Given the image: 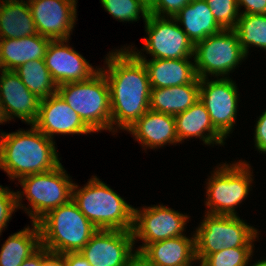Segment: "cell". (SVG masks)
Masks as SVG:
<instances>
[{"mask_svg": "<svg viewBox=\"0 0 266 266\" xmlns=\"http://www.w3.org/2000/svg\"><path fill=\"white\" fill-rule=\"evenodd\" d=\"M126 50V51H125ZM109 52L107 70H100L107 78L111 100V130L130 128L150 106L151 86L143 62L129 49Z\"/></svg>", "mask_w": 266, "mask_h": 266, "instance_id": "obj_1", "label": "cell"}, {"mask_svg": "<svg viewBox=\"0 0 266 266\" xmlns=\"http://www.w3.org/2000/svg\"><path fill=\"white\" fill-rule=\"evenodd\" d=\"M30 130L2 133L0 136V169L10 179L51 171L61 163L55 142L33 124Z\"/></svg>", "mask_w": 266, "mask_h": 266, "instance_id": "obj_2", "label": "cell"}, {"mask_svg": "<svg viewBox=\"0 0 266 266\" xmlns=\"http://www.w3.org/2000/svg\"><path fill=\"white\" fill-rule=\"evenodd\" d=\"M72 201L97 229L133 228L134 208L96 176L83 188L73 183Z\"/></svg>", "mask_w": 266, "mask_h": 266, "instance_id": "obj_3", "label": "cell"}, {"mask_svg": "<svg viewBox=\"0 0 266 266\" xmlns=\"http://www.w3.org/2000/svg\"><path fill=\"white\" fill-rule=\"evenodd\" d=\"M37 224L41 246L57 255L80 252L98 230L72 199L49 211Z\"/></svg>", "mask_w": 266, "mask_h": 266, "instance_id": "obj_4", "label": "cell"}, {"mask_svg": "<svg viewBox=\"0 0 266 266\" xmlns=\"http://www.w3.org/2000/svg\"><path fill=\"white\" fill-rule=\"evenodd\" d=\"M57 93L93 132H111L110 88L101 70L88 80L59 85Z\"/></svg>", "mask_w": 266, "mask_h": 266, "instance_id": "obj_5", "label": "cell"}, {"mask_svg": "<svg viewBox=\"0 0 266 266\" xmlns=\"http://www.w3.org/2000/svg\"><path fill=\"white\" fill-rule=\"evenodd\" d=\"M65 172L60 164L51 171L28 175L19 180L23 192H16L17 207H24L20 201L25 194L32 207L31 210L25 209L33 223H37L49 211L67 204L72 199L73 183Z\"/></svg>", "mask_w": 266, "mask_h": 266, "instance_id": "obj_6", "label": "cell"}, {"mask_svg": "<svg viewBox=\"0 0 266 266\" xmlns=\"http://www.w3.org/2000/svg\"><path fill=\"white\" fill-rule=\"evenodd\" d=\"M257 230L239 216L207 214L196 229L195 253L202 262L208 255L223 248L254 247Z\"/></svg>", "mask_w": 266, "mask_h": 266, "instance_id": "obj_7", "label": "cell"}, {"mask_svg": "<svg viewBox=\"0 0 266 266\" xmlns=\"http://www.w3.org/2000/svg\"><path fill=\"white\" fill-rule=\"evenodd\" d=\"M250 171L249 164L242 161L218 167L207 182V214L235 216V206L249 193L253 180Z\"/></svg>", "mask_w": 266, "mask_h": 266, "instance_id": "obj_8", "label": "cell"}, {"mask_svg": "<svg viewBox=\"0 0 266 266\" xmlns=\"http://www.w3.org/2000/svg\"><path fill=\"white\" fill-rule=\"evenodd\" d=\"M246 57L235 31L223 29L195 44L193 61L199 79L210 74L218 78L229 74Z\"/></svg>", "mask_w": 266, "mask_h": 266, "instance_id": "obj_9", "label": "cell"}, {"mask_svg": "<svg viewBox=\"0 0 266 266\" xmlns=\"http://www.w3.org/2000/svg\"><path fill=\"white\" fill-rule=\"evenodd\" d=\"M147 37L143 38L144 49L152 59L192 58L195 45L178 25L174 17L148 15L145 21Z\"/></svg>", "mask_w": 266, "mask_h": 266, "instance_id": "obj_10", "label": "cell"}, {"mask_svg": "<svg viewBox=\"0 0 266 266\" xmlns=\"http://www.w3.org/2000/svg\"><path fill=\"white\" fill-rule=\"evenodd\" d=\"M189 217L163 205H154L142 210L134 208L132 234L134 243L138 237L144 243L136 251L140 252L147 244L182 236Z\"/></svg>", "mask_w": 266, "mask_h": 266, "instance_id": "obj_11", "label": "cell"}, {"mask_svg": "<svg viewBox=\"0 0 266 266\" xmlns=\"http://www.w3.org/2000/svg\"><path fill=\"white\" fill-rule=\"evenodd\" d=\"M207 79H200L199 100L207 109L214 127L226 138L237 117L238 88L227 77Z\"/></svg>", "mask_w": 266, "mask_h": 266, "instance_id": "obj_12", "label": "cell"}, {"mask_svg": "<svg viewBox=\"0 0 266 266\" xmlns=\"http://www.w3.org/2000/svg\"><path fill=\"white\" fill-rule=\"evenodd\" d=\"M134 244L132 230L98 229L80 253L91 266H126Z\"/></svg>", "mask_w": 266, "mask_h": 266, "instance_id": "obj_13", "label": "cell"}, {"mask_svg": "<svg viewBox=\"0 0 266 266\" xmlns=\"http://www.w3.org/2000/svg\"><path fill=\"white\" fill-rule=\"evenodd\" d=\"M76 1L31 0L28 2L37 33L52 40H68L77 20Z\"/></svg>", "mask_w": 266, "mask_h": 266, "instance_id": "obj_14", "label": "cell"}, {"mask_svg": "<svg viewBox=\"0 0 266 266\" xmlns=\"http://www.w3.org/2000/svg\"><path fill=\"white\" fill-rule=\"evenodd\" d=\"M64 42L68 40H51L44 57L45 65L58 86L88 80L100 70L94 69L82 55Z\"/></svg>", "mask_w": 266, "mask_h": 266, "instance_id": "obj_15", "label": "cell"}, {"mask_svg": "<svg viewBox=\"0 0 266 266\" xmlns=\"http://www.w3.org/2000/svg\"><path fill=\"white\" fill-rule=\"evenodd\" d=\"M33 125L52 140L54 134L93 133L58 93L40 101L38 117Z\"/></svg>", "mask_w": 266, "mask_h": 266, "instance_id": "obj_16", "label": "cell"}, {"mask_svg": "<svg viewBox=\"0 0 266 266\" xmlns=\"http://www.w3.org/2000/svg\"><path fill=\"white\" fill-rule=\"evenodd\" d=\"M0 72V100L7 120L18 117L32 125L38 117L41 99L27 89L14 70Z\"/></svg>", "mask_w": 266, "mask_h": 266, "instance_id": "obj_17", "label": "cell"}, {"mask_svg": "<svg viewBox=\"0 0 266 266\" xmlns=\"http://www.w3.org/2000/svg\"><path fill=\"white\" fill-rule=\"evenodd\" d=\"M145 65L151 89L174 87L190 83H200L195 64L190 58L151 59L147 61L140 52L130 50Z\"/></svg>", "mask_w": 266, "mask_h": 266, "instance_id": "obj_18", "label": "cell"}, {"mask_svg": "<svg viewBox=\"0 0 266 266\" xmlns=\"http://www.w3.org/2000/svg\"><path fill=\"white\" fill-rule=\"evenodd\" d=\"M127 131L131 132L143 147L154 149L167 143H179L174 116L150 109Z\"/></svg>", "mask_w": 266, "mask_h": 266, "instance_id": "obj_19", "label": "cell"}, {"mask_svg": "<svg viewBox=\"0 0 266 266\" xmlns=\"http://www.w3.org/2000/svg\"><path fill=\"white\" fill-rule=\"evenodd\" d=\"M174 118L179 142L191 137H200L207 145H224L225 137L214 127L207 109L200 100Z\"/></svg>", "mask_w": 266, "mask_h": 266, "instance_id": "obj_20", "label": "cell"}, {"mask_svg": "<svg viewBox=\"0 0 266 266\" xmlns=\"http://www.w3.org/2000/svg\"><path fill=\"white\" fill-rule=\"evenodd\" d=\"M141 254L154 266H180L197 261L195 236L185 235L147 244Z\"/></svg>", "mask_w": 266, "mask_h": 266, "instance_id": "obj_21", "label": "cell"}, {"mask_svg": "<svg viewBox=\"0 0 266 266\" xmlns=\"http://www.w3.org/2000/svg\"><path fill=\"white\" fill-rule=\"evenodd\" d=\"M52 39L39 34L18 39H0V68L15 70L32 60H44Z\"/></svg>", "mask_w": 266, "mask_h": 266, "instance_id": "obj_22", "label": "cell"}, {"mask_svg": "<svg viewBox=\"0 0 266 266\" xmlns=\"http://www.w3.org/2000/svg\"><path fill=\"white\" fill-rule=\"evenodd\" d=\"M182 30L195 45L210 35L217 34L223 29L214 19V16L205 0H192L174 17Z\"/></svg>", "mask_w": 266, "mask_h": 266, "instance_id": "obj_23", "label": "cell"}, {"mask_svg": "<svg viewBox=\"0 0 266 266\" xmlns=\"http://www.w3.org/2000/svg\"><path fill=\"white\" fill-rule=\"evenodd\" d=\"M37 28L28 2L2 0L0 2V39H18L36 35Z\"/></svg>", "mask_w": 266, "mask_h": 266, "instance_id": "obj_24", "label": "cell"}, {"mask_svg": "<svg viewBox=\"0 0 266 266\" xmlns=\"http://www.w3.org/2000/svg\"><path fill=\"white\" fill-rule=\"evenodd\" d=\"M200 83L151 89L149 109L176 116L199 100Z\"/></svg>", "mask_w": 266, "mask_h": 266, "instance_id": "obj_25", "label": "cell"}, {"mask_svg": "<svg viewBox=\"0 0 266 266\" xmlns=\"http://www.w3.org/2000/svg\"><path fill=\"white\" fill-rule=\"evenodd\" d=\"M32 225L8 237L1 247L0 266H20L41 247L38 224Z\"/></svg>", "mask_w": 266, "mask_h": 266, "instance_id": "obj_26", "label": "cell"}, {"mask_svg": "<svg viewBox=\"0 0 266 266\" xmlns=\"http://www.w3.org/2000/svg\"><path fill=\"white\" fill-rule=\"evenodd\" d=\"M14 72L27 89L41 100L57 93L58 85L53 80L44 60L26 62L17 67Z\"/></svg>", "mask_w": 266, "mask_h": 266, "instance_id": "obj_27", "label": "cell"}, {"mask_svg": "<svg viewBox=\"0 0 266 266\" xmlns=\"http://www.w3.org/2000/svg\"><path fill=\"white\" fill-rule=\"evenodd\" d=\"M233 30L246 56L250 46L266 50V14H240Z\"/></svg>", "mask_w": 266, "mask_h": 266, "instance_id": "obj_28", "label": "cell"}, {"mask_svg": "<svg viewBox=\"0 0 266 266\" xmlns=\"http://www.w3.org/2000/svg\"><path fill=\"white\" fill-rule=\"evenodd\" d=\"M100 2L104 9L119 21H137L141 13L145 22L149 15L140 0H100Z\"/></svg>", "mask_w": 266, "mask_h": 266, "instance_id": "obj_29", "label": "cell"}, {"mask_svg": "<svg viewBox=\"0 0 266 266\" xmlns=\"http://www.w3.org/2000/svg\"><path fill=\"white\" fill-rule=\"evenodd\" d=\"M253 247L223 248L208 255L203 261V266H247Z\"/></svg>", "mask_w": 266, "mask_h": 266, "instance_id": "obj_30", "label": "cell"}, {"mask_svg": "<svg viewBox=\"0 0 266 266\" xmlns=\"http://www.w3.org/2000/svg\"><path fill=\"white\" fill-rule=\"evenodd\" d=\"M222 29H234L240 11L236 0H205Z\"/></svg>", "mask_w": 266, "mask_h": 266, "instance_id": "obj_31", "label": "cell"}, {"mask_svg": "<svg viewBox=\"0 0 266 266\" xmlns=\"http://www.w3.org/2000/svg\"><path fill=\"white\" fill-rule=\"evenodd\" d=\"M0 186V234L6 228L12 213L17 209L16 192Z\"/></svg>", "mask_w": 266, "mask_h": 266, "instance_id": "obj_32", "label": "cell"}, {"mask_svg": "<svg viewBox=\"0 0 266 266\" xmlns=\"http://www.w3.org/2000/svg\"><path fill=\"white\" fill-rule=\"evenodd\" d=\"M191 1L192 0H157L156 6L149 13L161 17H175V15Z\"/></svg>", "mask_w": 266, "mask_h": 266, "instance_id": "obj_33", "label": "cell"}, {"mask_svg": "<svg viewBox=\"0 0 266 266\" xmlns=\"http://www.w3.org/2000/svg\"><path fill=\"white\" fill-rule=\"evenodd\" d=\"M254 139L258 151L266 154V110L258 118Z\"/></svg>", "mask_w": 266, "mask_h": 266, "instance_id": "obj_34", "label": "cell"}, {"mask_svg": "<svg viewBox=\"0 0 266 266\" xmlns=\"http://www.w3.org/2000/svg\"><path fill=\"white\" fill-rule=\"evenodd\" d=\"M238 7L244 6L245 11L240 14H266V0H236Z\"/></svg>", "mask_w": 266, "mask_h": 266, "instance_id": "obj_35", "label": "cell"}, {"mask_svg": "<svg viewBox=\"0 0 266 266\" xmlns=\"http://www.w3.org/2000/svg\"><path fill=\"white\" fill-rule=\"evenodd\" d=\"M46 248L40 247L29 258L25 259L20 266H42V263L51 255Z\"/></svg>", "mask_w": 266, "mask_h": 266, "instance_id": "obj_36", "label": "cell"}, {"mask_svg": "<svg viewBox=\"0 0 266 266\" xmlns=\"http://www.w3.org/2000/svg\"><path fill=\"white\" fill-rule=\"evenodd\" d=\"M65 266H91L85 257L80 253H65L60 255Z\"/></svg>", "mask_w": 266, "mask_h": 266, "instance_id": "obj_37", "label": "cell"}, {"mask_svg": "<svg viewBox=\"0 0 266 266\" xmlns=\"http://www.w3.org/2000/svg\"><path fill=\"white\" fill-rule=\"evenodd\" d=\"M126 266H154L152 265L141 252L135 251L134 254L129 258Z\"/></svg>", "mask_w": 266, "mask_h": 266, "instance_id": "obj_38", "label": "cell"}, {"mask_svg": "<svg viewBox=\"0 0 266 266\" xmlns=\"http://www.w3.org/2000/svg\"><path fill=\"white\" fill-rule=\"evenodd\" d=\"M42 266H65L62 257L57 254H51L43 263Z\"/></svg>", "mask_w": 266, "mask_h": 266, "instance_id": "obj_39", "label": "cell"}, {"mask_svg": "<svg viewBox=\"0 0 266 266\" xmlns=\"http://www.w3.org/2000/svg\"><path fill=\"white\" fill-rule=\"evenodd\" d=\"M141 4L150 12L157 4V0H140Z\"/></svg>", "mask_w": 266, "mask_h": 266, "instance_id": "obj_40", "label": "cell"}, {"mask_svg": "<svg viewBox=\"0 0 266 266\" xmlns=\"http://www.w3.org/2000/svg\"><path fill=\"white\" fill-rule=\"evenodd\" d=\"M7 118L4 114L3 108H2V104H1V100H0V123L2 124L3 122H7Z\"/></svg>", "mask_w": 266, "mask_h": 266, "instance_id": "obj_41", "label": "cell"}, {"mask_svg": "<svg viewBox=\"0 0 266 266\" xmlns=\"http://www.w3.org/2000/svg\"><path fill=\"white\" fill-rule=\"evenodd\" d=\"M252 266H266V259L254 263Z\"/></svg>", "mask_w": 266, "mask_h": 266, "instance_id": "obj_42", "label": "cell"}, {"mask_svg": "<svg viewBox=\"0 0 266 266\" xmlns=\"http://www.w3.org/2000/svg\"><path fill=\"white\" fill-rule=\"evenodd\" d=\"M191 263H192V262H189V263H186V264H183V265H180V266H192ZM200 263H201V265H199V266H203V265H202V262H200Z\"/></svg>", "mask_w": 266, "mask_h": 266, "instance_id": "obj_43", "label": "cell"}]
</instances>
